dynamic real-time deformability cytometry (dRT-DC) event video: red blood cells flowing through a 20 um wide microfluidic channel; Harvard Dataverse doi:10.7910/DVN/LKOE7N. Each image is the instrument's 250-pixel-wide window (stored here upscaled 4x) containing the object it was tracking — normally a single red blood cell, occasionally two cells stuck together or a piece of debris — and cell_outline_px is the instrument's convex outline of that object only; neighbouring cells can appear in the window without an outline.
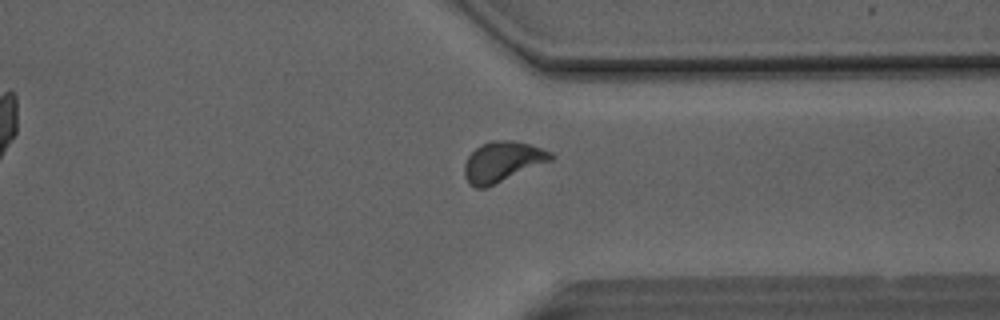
{"species": "Egyptian fruit bat (a non-hibernating species)", "species_latin": "Rousettus aegyptiacus", "temperature_condition": "room temperature", "stored_images_in_passage": 41, "camera_frame_rate_fps": 3000, "um_per_image_px": 0.085, "animal": {"sex": "male"}, "frame": {"image": 1, "passage_image": 29, "time_ms": 9.333, "image_size_px": [1000, 320], "cell_outline_px": [[556, 156], [552, 160], [484, 188], [476, 188], [468, 184], [464, 176], [464, 164], [468, 156], [480, 144], [492, 140], [512, 140], [528, 144], [552, 152]], "centroid_in_image_um": [42.68, 13.74], "position_along_channel_um": 368.7, "area_um2": 20.17}}
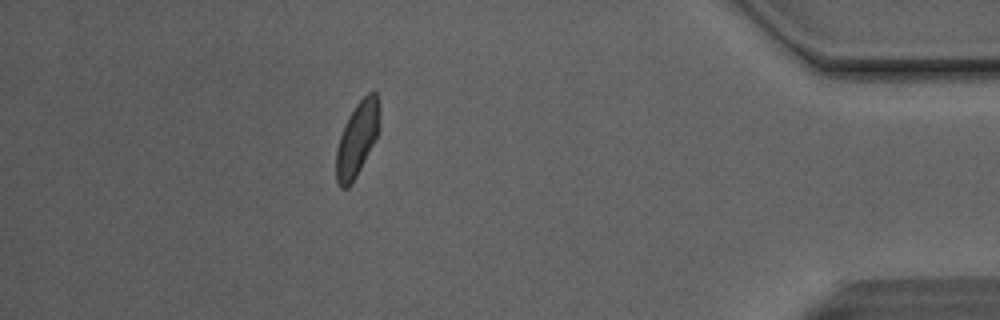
{"frame": {"image": 2, "passage_image": 35, "time_ms": 11.333, "image_size_px": [1000, 320], "cell_outline_px": [[380, 132], [356, 176], [348, 188], [340, 188], [336, 180], [336, 148], [344, 124], [356, 104], [368, 92], [376, 92], [380, 104]], "centroid_in_image_um": [30.38, 11.79], "position_along_channel_um": 404.8, "area_um2": 19.02}, "authors_computed_cell_mechanics": {"area_um2": 19.4208, "velocity_mm_per_s": 4.106, "shape_relaxation_time_tau1_ms": 5.7791, "shape_relaxation_time_tau2_ms": 0.6969, "deformation_change_tau1": 0.1254, "deformation_change_tau2": 0.0393}}